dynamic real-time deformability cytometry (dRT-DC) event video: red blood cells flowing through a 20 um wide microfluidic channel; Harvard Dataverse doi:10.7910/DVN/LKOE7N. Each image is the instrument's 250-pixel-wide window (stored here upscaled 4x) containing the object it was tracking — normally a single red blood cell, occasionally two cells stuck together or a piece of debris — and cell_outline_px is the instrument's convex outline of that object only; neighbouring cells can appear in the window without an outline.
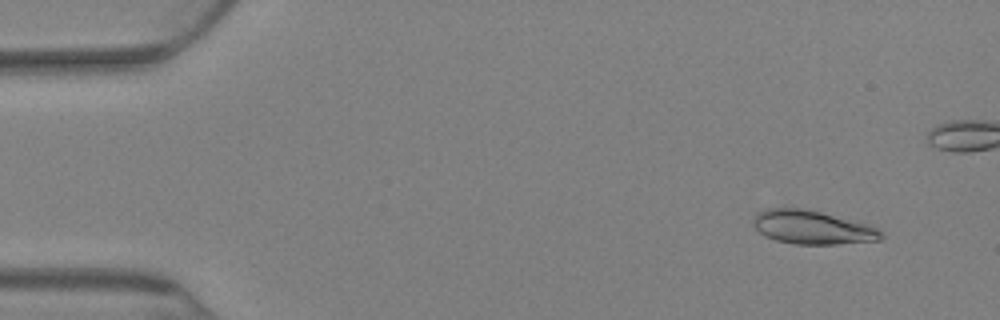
{"species": "Egyptian fruit bat (a non-hibernating species)", "species_latin": "Rousettus aegyptiacus", "temperature_condition": "warm", "stored_images_in_passage": 69, "camera_frame_rate_fps": 3000, "um_per_image_px": 0.085, "animal": {"sex": "female"}, "frame": {"image": 1, "passage_image": 7, "time_ms": 2.0, "image_size_px": [1000, 320], "cell_outline_px": [[884, 236], [880, 240], [836, 244], [796, 244], [776, 240], [764, 236], [752, 224], [752, 220], [756, 212], [768, 208], [804, 208], [872, 224]], "centroid_in_image_um": [69.04, 19.31], "position_along_channel_um": 16.0, "area_um2": 25.26}}
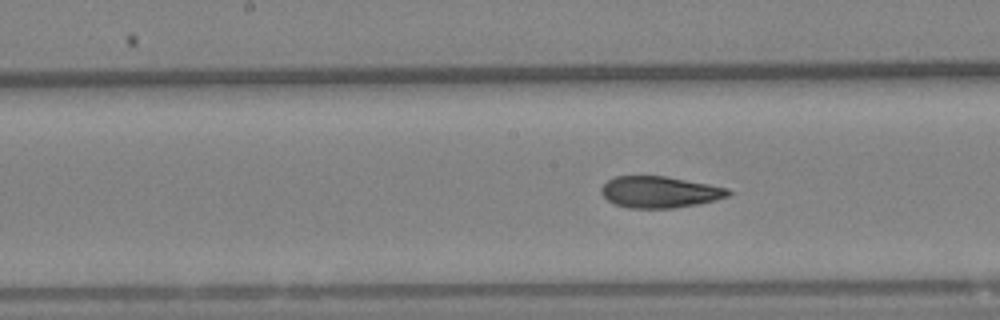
{"frame": {"image": 2, "passage_image": 40, "time_ms": 13.0, "image_size_px": [1000, 320], "cell_outline_px": [[732, 192], [728, 196], [700, 204], [672, 208], [628, 208], [616, 204], [608, 200], [600, 192], [600, 188], [608, 180], [616, 176], [664, 176], [708, 184], [728, 188]], "centroid_in_image_um": [56.06, 16.32], "position_along_channel_um": 192.1, "area_um2": 23.18}}
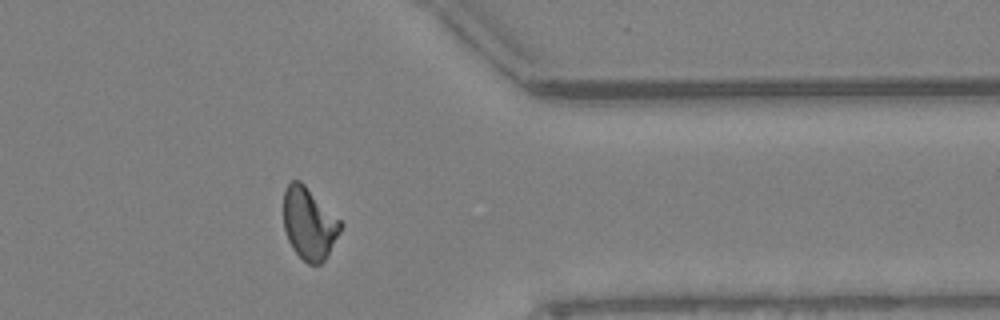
{"frame": {"image": 3, "passage_image": 63, "time_ms": 20.667, "image_size_px": [1000, 320], "cell_outline_px": [[344, 224], [340, 232], [324, 260], [320, 264], [308, 264], [292, 248], [288, 240], [284, 228], [284, 188], [292, 180], [300, 180]], "centroid_in_image_um": [26.26, 18.99], "position_along_channel_um": 385.1, "area_um2": 23.64}}